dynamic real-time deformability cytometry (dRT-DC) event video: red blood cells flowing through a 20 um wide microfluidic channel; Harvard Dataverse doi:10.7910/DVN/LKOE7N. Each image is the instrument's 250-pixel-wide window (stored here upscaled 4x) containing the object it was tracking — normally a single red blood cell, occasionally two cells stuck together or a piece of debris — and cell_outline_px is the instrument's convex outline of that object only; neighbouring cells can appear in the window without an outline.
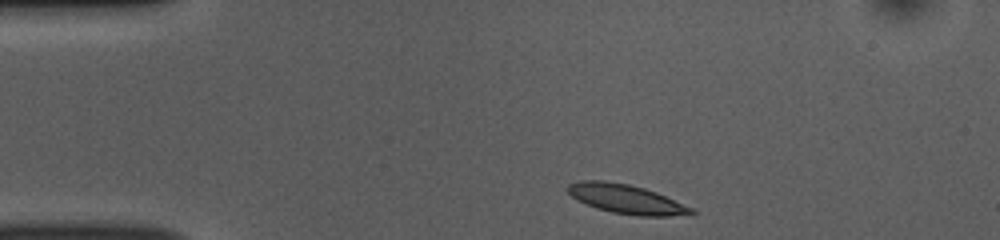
{"species": "common noctule bat (a hibernating species)", "species_latin": "Nyctalus noctula", "temperature_condition": "room temperature", "stored_images_in_passage": 43, "camera_frame_rate_fps": 3000, "um_per_image_px": 0.085, "animal": {"sex": "female", "body_mass_g": 10.0, "forearm_length_mm": 53.1}, "frame": {"image": 1, "passage_image": 1, "time_ms": 0.0, "image_size_px": [1000, 240], "cell_outline_px": [[696, 212], [692, 216], [640, 216], [612, 212], [596, 208], [576, 200], [568, 192], [568, 184], [580, 180], [604, 180], [628, 184], [644, 188], [656, 192], [692, 208]], "centroid_in_image_um": [53.25, 16.93], "position_along_channel_um": 31.8, "area_um2": 21.1}}
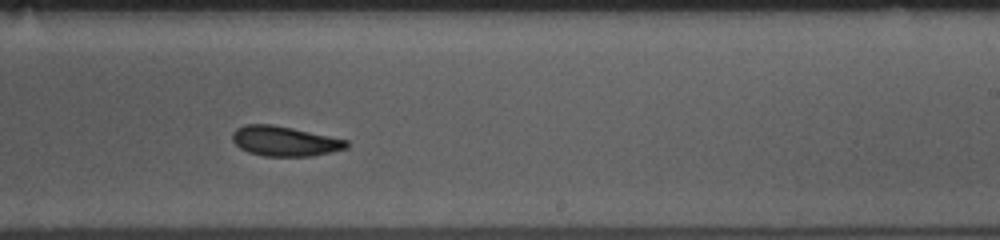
{"frame": {"image": 2, "passage_image": 23, "time_ms": 7.333, "image_size_px": [1000, 240], "cell_outline_px": [[348, 148], [332, 152], [312, 156], [264, 156], [248, 152], [240, 148], [232, 140], [232, 132], [236, 128], [244, 124], [272, 124], [292, 128], [348, 140]], "centroid_in_image_um": [24.18, 12.0], "position_along_channel_um": 264.8, "area_um2": 19.94}}
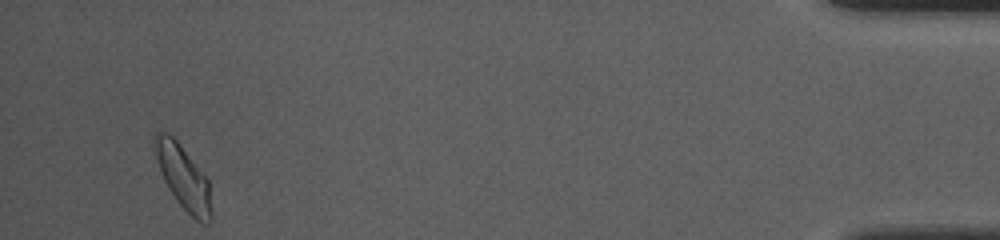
{"frame": {"image": 3, "passage_image": 41, "time_ms": 13.333, "image_size_px": [1000, 240], "cell_outline_px": [[212, 220], [208, 224], [200, 224], [176, 200], [168, 188], [164, 180], [152, 144], [152, 136], [156, 132], [164, 132], [172, 136], [180, 144], [208, 180], [212, 212]], "centroid_in_image_um": [15.58, 15.08], "position_along_channel_um": 419.6, "area_um2": 20.92}, "authors_computed_cell_mechanics": {"area_um2": 20.0566, "velocity_mm_per_s": 3.8198, "shape_relaxation_time_tau1_ms": 4.659, "shape_relaxation_time_tau2_ms": 5.6194, "deformation_change_tau1": 0.1644, "deformation_change_tau2": 0.1304}}